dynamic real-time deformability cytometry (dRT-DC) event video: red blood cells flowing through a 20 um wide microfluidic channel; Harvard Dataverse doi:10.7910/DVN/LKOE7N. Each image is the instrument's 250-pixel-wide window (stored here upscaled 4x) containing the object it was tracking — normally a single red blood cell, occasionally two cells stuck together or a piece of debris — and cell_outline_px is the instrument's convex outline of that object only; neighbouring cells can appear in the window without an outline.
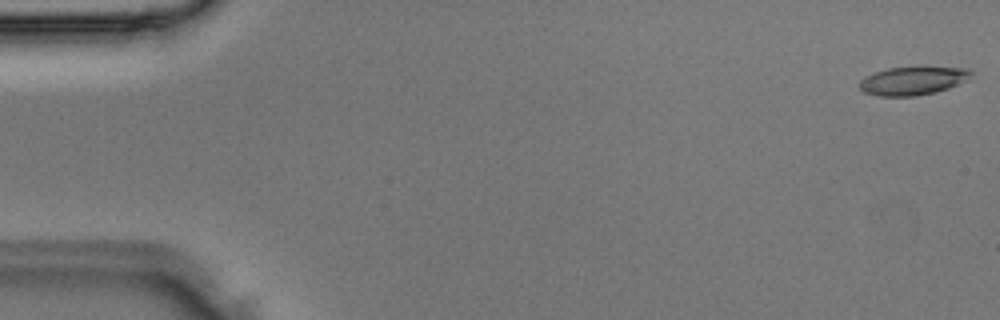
{"species": "Egyptian fruit bat (a non-hibernating species)", "species_latin": "Rousettus aegyptiacus", "temperature_condition": "room temperature", "stored_images_in_passage": 3, "camera_frame_rate_fps": 3000, "um_per_image_px": 0.085, "animal": {"sex": "male"}, "frame": {"image": 1, "passage_image": 1, "time_ms": 0.0, "image_size_px": [1000, 320], "cell_outline_px": [[972, 72], [964, 80], [948, 88], [916, 96], [880, 96], [864, 92], [856, 84], [864, 76], [872, 72], [888, 68], [916, 64], [924, 64], [968, 68]], "centroid_in_image_um": [77.54, 6.79], "position_along_channel_um": 7.5, "area_um2": 19.25}}